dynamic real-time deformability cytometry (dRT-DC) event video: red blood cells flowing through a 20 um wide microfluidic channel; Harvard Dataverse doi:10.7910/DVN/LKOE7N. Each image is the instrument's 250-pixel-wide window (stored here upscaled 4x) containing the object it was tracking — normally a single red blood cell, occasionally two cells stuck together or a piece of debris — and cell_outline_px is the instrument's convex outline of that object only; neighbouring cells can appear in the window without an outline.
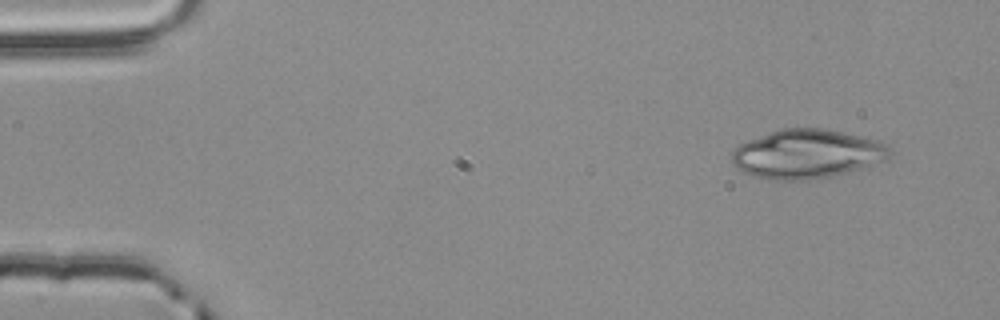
{"species": "common noctule bat (a hibernating species)", "species_latin": "Nyctalus noctula", "temperature_condition": "room temperature", "stored_images_in_passage": 3, "camera_frame_rate_fps": 3000, "um_per_image_px": 0.085, "animal": {"sex": "male", "body_mass_g": 20.4}, "frame": {"image": 1, "passage_image": 1, "time_ms": 0.0, "image_size_px": [1000, 320], "cell_outline_px": [[892, 156], [888, 160], [832, 176], [808, 180], [768, 180], [752, 176], [744, 172], [732, 164], [732, 152], [740, 144], [748, 140], [780, 128], [824, 128], [860, 136], [876, 140], [888, 144], [892, 148]], "centroid_in_image_um": [68.62, 13.09], "position_along_channel_um": 16.4, "area_um2": 45.37}}